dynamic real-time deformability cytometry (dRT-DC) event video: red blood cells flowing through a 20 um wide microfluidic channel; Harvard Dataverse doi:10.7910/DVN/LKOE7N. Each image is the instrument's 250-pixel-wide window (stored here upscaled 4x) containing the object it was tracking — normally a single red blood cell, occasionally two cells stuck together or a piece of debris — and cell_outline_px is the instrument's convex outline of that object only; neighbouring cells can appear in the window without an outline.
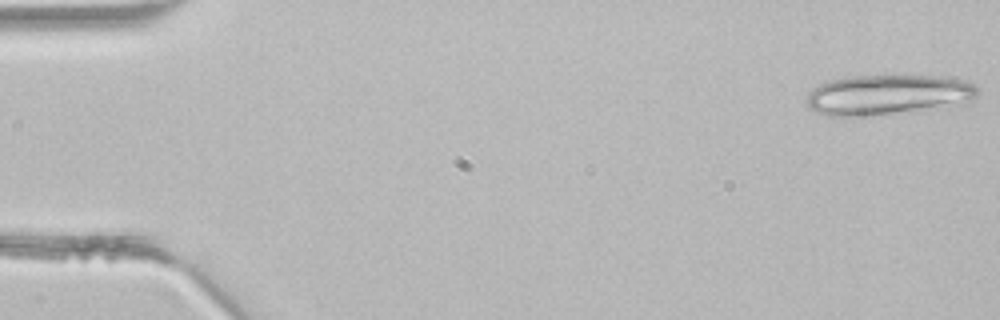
{"species": "common noctule bat (a hibernating species)", "species_latin": "Nyctalus noctula", "temperature_condition": "room temperature", "stored_images_in_passage": 2, "camera_frame_rate_fps": 3000, "um_per_image_px": 0.085, "animal": {"sex": "male", "body_mass_g": 21.5, "forearm_length_mm": 52.0}, "frame": {"image": 1, "passage_image": 2, "time_ms": 0.333, "image_size_px": [1000, 320], "cell_outline_px": [[980, 92], [972, 104], [916, 112], [852, 116], [824, 116], [808, 108], [808, 92], [812, 88], [828, 80], [848, 76], [952, 76], [972, 84], [980, 88]], "centroid_in_image_um": [75.59, 8.07], "position_along_channel_um": 9.4, "area_um2": 41.27}}